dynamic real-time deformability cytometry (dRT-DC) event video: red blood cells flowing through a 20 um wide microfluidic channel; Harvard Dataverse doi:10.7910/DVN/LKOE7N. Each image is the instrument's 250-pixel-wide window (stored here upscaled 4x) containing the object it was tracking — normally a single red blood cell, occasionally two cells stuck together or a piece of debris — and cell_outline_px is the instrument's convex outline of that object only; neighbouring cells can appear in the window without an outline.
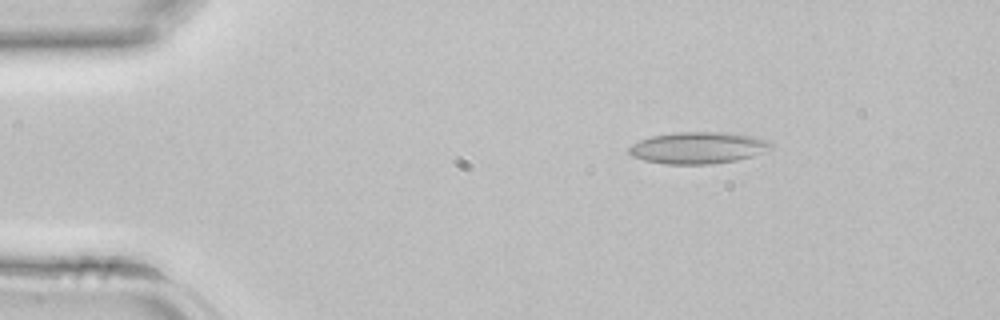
{"species": "common noctule bat (a hibernating species)", "species_latin": "Nyctalus noctula", "temperature_condition": "room temperature", "stored_images_in_passage": 41, "camera_frame_rate_fps": 3000, "um_per_image_px": 0.085, "animal": {"sex": "female", "body_mass_g": 22.7, "forearm_length_mm": 54.2}, "frame": {"image": 1, "passage_image": 6, "time_ms": 1.667, "image_size_px": [1000, 320], "cell_outline_px": [[772, 148], [752, 156], [736, 160], [708, 164], [664, 164], [644, 160], [632, 156], [628, 152], [628, 148], [632, 144], [640, 140], [652, 136], [672, 132], [728, 132], [752, 136], [768, 140], [772, 144]], "centroid_in_image_um": [59.32, 12.55], "position_along_channel_um": 25.7, "area_um2": 26.24}}
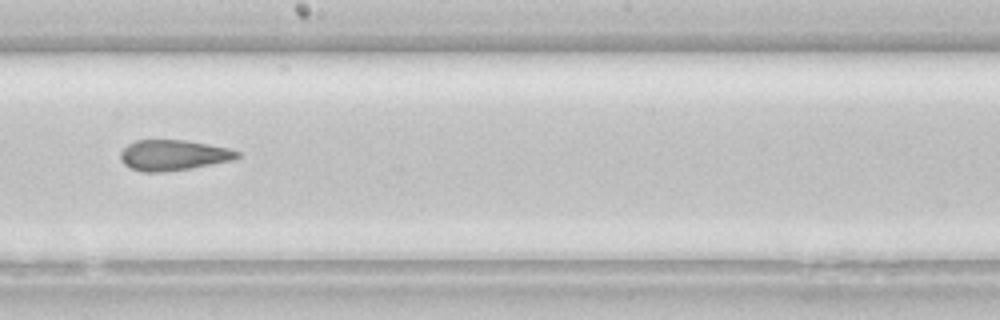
{"frame": {"image": 2, "passage_image": 23, "time_ms": 7.333, "image_size_px": [1000, 320], "cell_outline_px": [[240, 156], [232, 160], [188, 168], [160, 172], [144, 172], [132, 168], [124, 164], [120, 160], [120, 152], [128, 144], [136, 140], [188, 140], [228, 148], [240, 152]], "centroid_in_image_um": [14.71, 13.17], "position_along_channel_um": 233.5, "area_um2": 20.58}}
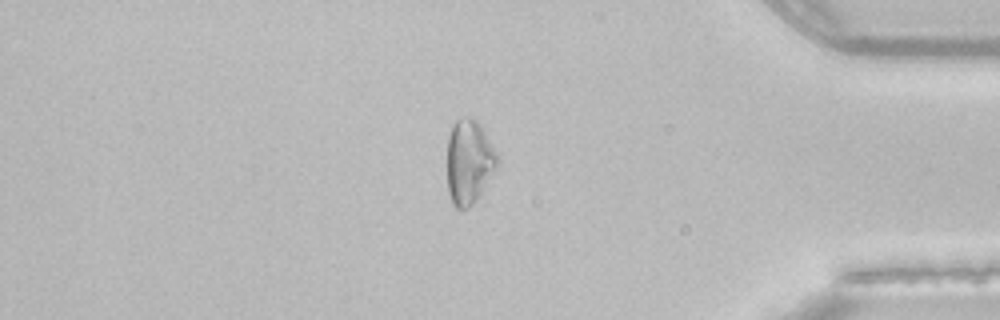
{"frame": {"image": 3, "passage_image": 35, "time_ms": 11.333, "image_size_px": [1000, 320], "cell_outline_px": [[500, 160], [496, 168], [476, 200], [468, 208], [456, 208], [452, 204], [448, 192], [448, 136], [452, 124], [460, 116], [472, 116], [480, 124], [496, 152]], "centroid_in_image_um": [39.86, 13.72], "position_along_channel_um": 395.3, "area_um2": 24.68}}